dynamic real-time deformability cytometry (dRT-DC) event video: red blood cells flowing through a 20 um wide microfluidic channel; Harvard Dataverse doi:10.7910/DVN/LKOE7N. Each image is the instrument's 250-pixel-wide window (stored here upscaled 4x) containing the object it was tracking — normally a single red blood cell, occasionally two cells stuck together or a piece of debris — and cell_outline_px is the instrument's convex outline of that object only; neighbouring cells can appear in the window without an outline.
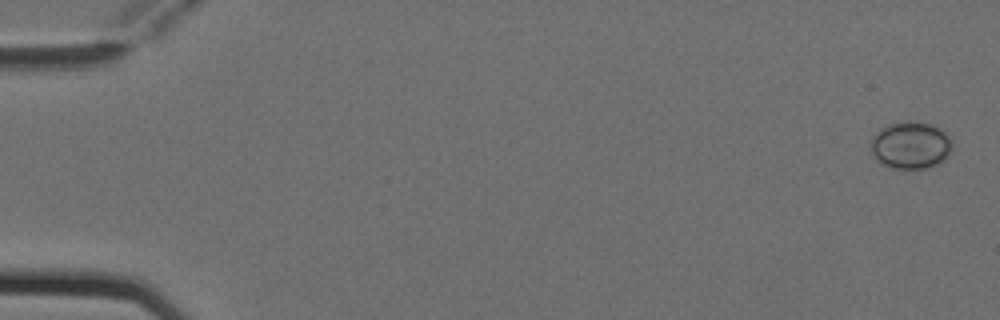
{"species": "Egyptian fruit bat (a non-hibernating species)", "species_latin": "Rousettus aegyptiacus", "temperature_condition": "cold", "stored_images_in_passage": 6, "camera_frame_rate_fps": 3000, "um_per_image_px": 0.085, "animal": {"sex": "female"}, "frame": {"image": 1, "passage_image": 1, "time_ms": 0.0, "image_size_px": [1000, 320], "cell_outline_px": [[952, 148], [948, 156], [944, 160], [936, 164], [924, 168], [892, 168], [876, 160], [872, 156], [872, 136], [880, 128], [888, 124], [928, 124], [944, 132], [952, 140]], "centroid_in_image_um": [77.39, 12.39], "position_along_channel_um": 7.6, "area_um2": 21.68}}